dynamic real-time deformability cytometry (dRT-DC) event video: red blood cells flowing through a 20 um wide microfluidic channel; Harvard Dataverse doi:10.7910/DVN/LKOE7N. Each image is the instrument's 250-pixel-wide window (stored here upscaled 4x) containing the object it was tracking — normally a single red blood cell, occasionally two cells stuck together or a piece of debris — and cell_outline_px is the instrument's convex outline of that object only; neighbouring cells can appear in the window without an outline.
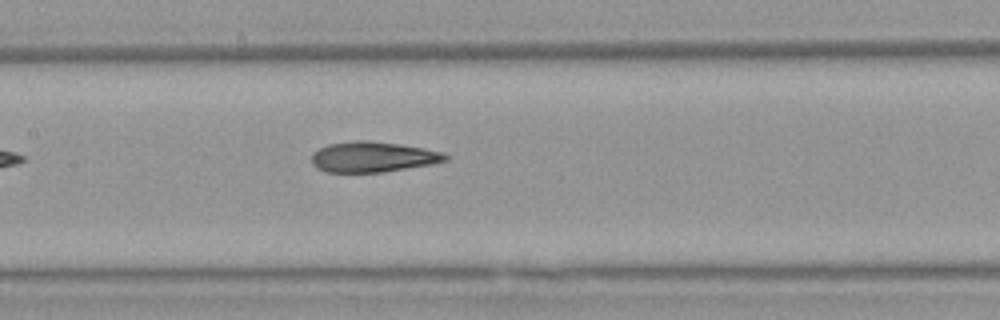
{"species": "Egyptian fruit bat (a non-hibernating species)", "species_latin": "Rousettus aegyptiacus", "temperature_condition": "warm", "stored_images_in_passage": 6, "camera_frame_rate_fps": 3000, "um_per_image_px": 0.085, "animal": {"sex": "female"}, "frame": {"image": 1, "passage_image": 6, "time_ms": 1.667, "image_size_px": [1000, 320], "cell_outline_px": [[448, 160], [432, 164], [384, 172], [324, 172], [316, 168], [312, 164], [312, 152], [328, 144], [356, 140], [368, 140], [400, 144], [424, 148], [444, 152], [448, 156]], "centroid_in_image_um": [31.69, 13.34], "position_along_channel_um": 175.7, "area_um2": 23.93}}